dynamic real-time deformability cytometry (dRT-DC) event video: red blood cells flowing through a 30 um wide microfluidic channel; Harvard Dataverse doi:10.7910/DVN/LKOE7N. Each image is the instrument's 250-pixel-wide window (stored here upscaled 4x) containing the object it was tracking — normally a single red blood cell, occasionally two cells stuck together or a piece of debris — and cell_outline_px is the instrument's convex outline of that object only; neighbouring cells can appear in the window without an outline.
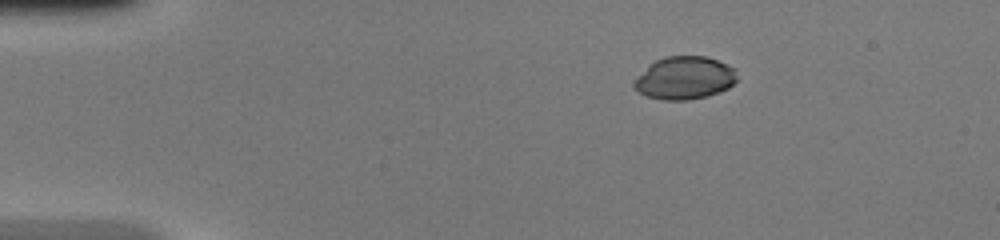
{"species": "common noctule bat (a hibernating species)", "species_latin": "Nyctalus noctula", "temperature_condition": "warm", "stored_images_in_passage": 41, "camera_frame_rate_fps": 3000, "um_per_image_px": 0.085, "animal": {"sex": "female", "body_mass_g": 20.0, "forearm_length_mm": 54.0}, "frame": {"image": 1, "passage_image": 1, "time_ms": 0.0, "image_size_px": [1000, 240], "cell_outline_px": [[736, 80], [728, 88], [720, 92], [708, 96], [688, 100], [664, 100], [648, 96], [632, 88], [632, 84], [636, 76], [648, 64], [664, 56], [708, 56], [736, 68]], "centroid_in_image_um": [58.17, 6.62], "position_along_channel_um": 26.8, "area_um2": 26.01}}
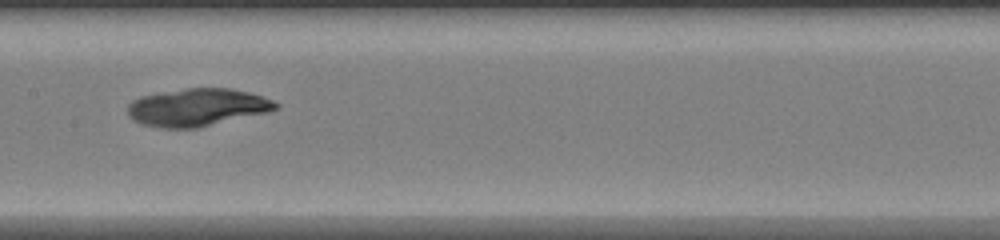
{"frame": {"image": 2, "passage_image": 18, "time_ms": 5.667, "image_size_px": [1000, 240], "cell_outline_px": [[280, 104], [276, 108], [268, 112], [196, 128], [160, 128], [140, 124], [132, 120], [128, 116], [128, 104], [132, 100], [140, 96], [188, 88], [232, 88], [248, 92], [272, 100]], "centroid_in_image_um": [16.72, 9.13], "position_along_channel_um": 190.7, "area_um2": 32.37}}
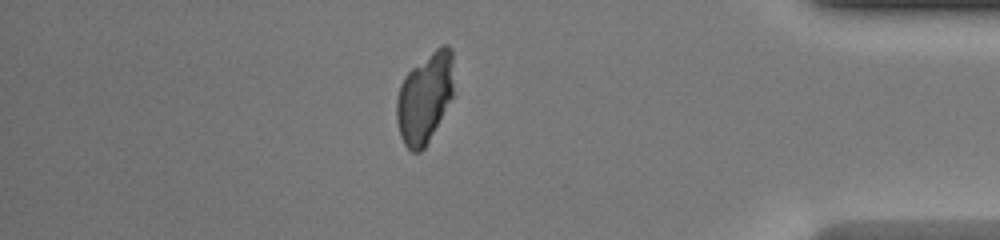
{"frame": {"image": 3, "passage_image": 35, "time_ms": 11.333, "image_size_px": [1000, 240], "cell_outline_px": [[452, 96], [424, 148], [420, 152], [412, 152], [404, 144], [400, 136], [396, 120], [396, 100], [400, 84], [404, 76], [412, 68], [440, 44], [448, 44], [452, 48]], "centroid_in_image_um": [36.07, 8.28], "position_along_channel_um": 399.1, "area_um2": 29.77}}